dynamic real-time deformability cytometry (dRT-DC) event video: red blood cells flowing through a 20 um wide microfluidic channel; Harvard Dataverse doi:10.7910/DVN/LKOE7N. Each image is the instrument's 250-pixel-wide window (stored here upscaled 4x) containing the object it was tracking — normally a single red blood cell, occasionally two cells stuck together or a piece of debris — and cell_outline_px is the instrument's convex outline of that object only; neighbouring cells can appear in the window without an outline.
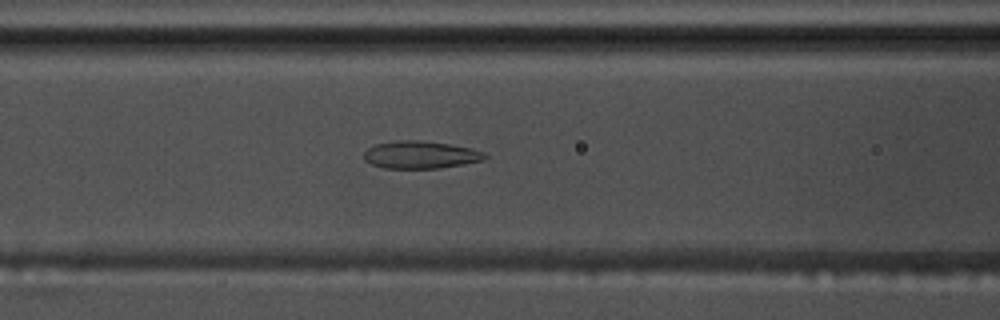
{"species": "common noctule bat (a hibernating species)", "species_latin": "Nyctalus noctula", "temperature_condition": "warm", "stored_images_in_passage": 52, "camera_frame_rate_fps": 3000, "um_per_image_px": 0.085, "animal": {"sex": "male", "body_mass_g": 17.5, "forearm_length_mm": 52.3}, "frame": {"image": 1, "passage_image": 23, "time_ms": 7.333, "image_size_px": [1000, 320], "cell_outline_px": [[488, 156], [484, 160], [464, 164], [440, 168], [384, 168], [372, 164], [364, 160], [364, 152], [368, 148], [376, 144], [396, 140], [420, 140], [448, 144], [472, 148], [484, 152]], "centroid_in_image_um": [35.75, 13.15], "position_along_channel_um": 130.8, "area_um2": 19.42}}
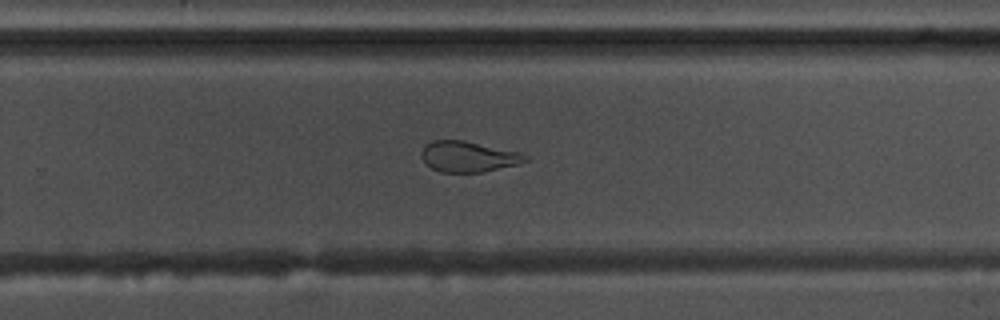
{"frame": {"image": 2, "passage_image": 36, "time_ms": 11.667, "image_size_px": [1000, 320], "cell_outline_px": [[528, 160], [520, 164], [484, 172], [440, 172], [432, 168], [420, 156], [420, 152], [432, 140], [464, 140], [516, 152], [528, 156]], "centroid_in_image_um": [39.8, 13.32], "position_along_channel_um": 290.0, "area_um2": 18.38}}
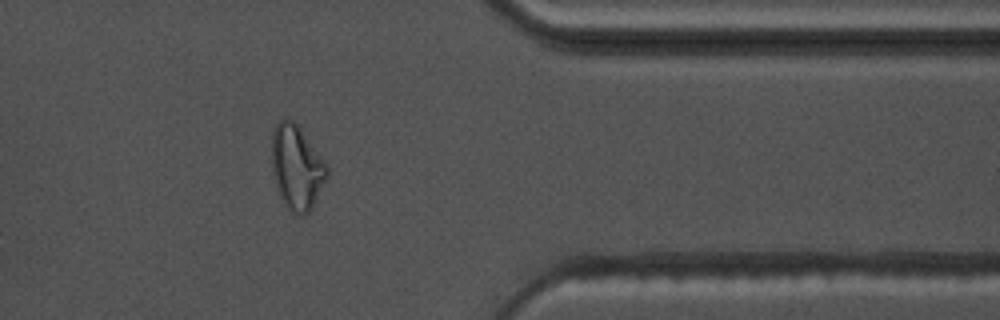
{"frame": {"image": 3, "passage_image": 45, "time_ms": 14.667, "image_size_px": [1000, 320], "cell_outline_px": [[328, 176], [312, 208], [308, 212], [300, 216], [292, 212], [284, 204], [276, 184], [272, 168], [272, 132], [276, 124], [280, 120], [292, 120], [300, 128], [324, 160], [328, 168]], "centroid_in_image_um": [25.23, 14.24], "position_along_channel_um": 386.2, "area_um2": 26.82}, "authors_computed_cell_mechanics": {"area_um2": 22.2241, "velocity_mm_per_s": 3.683, "shape_relaxation_time_tau1_ms": 8.8963, "shape_relaxation_time_tau2_ms": 1.7125, "deformation_change_tau1": 0.2462, "deformation_change_tau2": 0.0972}}